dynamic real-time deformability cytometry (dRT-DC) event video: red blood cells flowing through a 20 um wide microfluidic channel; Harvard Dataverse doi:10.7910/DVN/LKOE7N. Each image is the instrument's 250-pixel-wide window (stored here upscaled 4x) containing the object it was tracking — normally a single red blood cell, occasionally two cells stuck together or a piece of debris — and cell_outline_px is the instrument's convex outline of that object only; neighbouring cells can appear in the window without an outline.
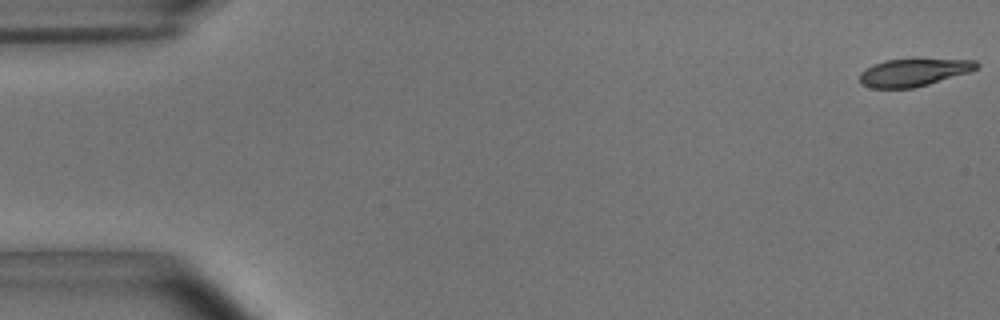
{"species": "common noctule bat (a hibernating species)", "species_latin": "Nyctalus noctula", "temperature_condition": "room temperature", "stored_images_in_passage": 54, "camera_frame_rate_fps": 3000, "um_per_image_px": 0.085, "animal": {"sex": "male", "body_mass_g": 15.6}, "frame": {"image": 1, "passage_image": 1, "time_ms": 0.0, "image_size_px": [1000, 320], "cell_outline_px": [[980, 64], [976, 68], [968, 72], [928, 84], [912, 88], [872, 88], [864, 84], [860, 80], [860, 72], [872, 64], [884, 60], [976, 60]], "centroid_in_image_um": [77.62, 6.16], "position_along_channel_um": 7.4, "area_um2": 18.26}}
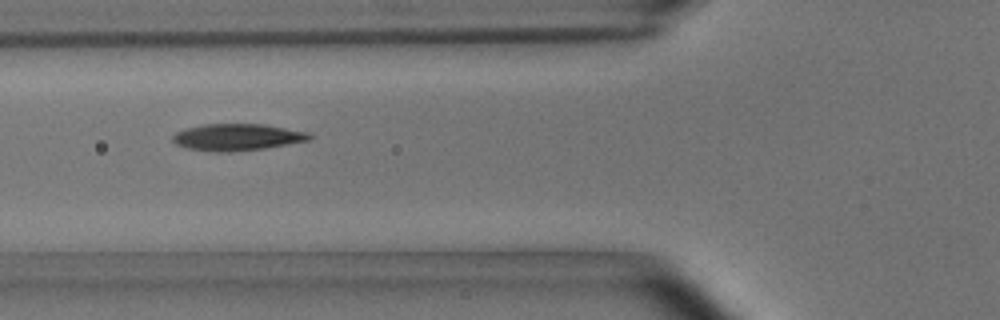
{"frame": {"image": 2, "passage_image": 20, "time_ms": 6.333, "image_size_px": [1000, 320], "cell_outline_px": [[312, 136], [308, 140], [264, 148], [232, 152], [216, 152], [188, 148], [176, 144], [172, 140], [172, 136], [176, 132], [188, 128], [204, 124], [264, 124], [308, 132]], "centroid_in_image_um": [20.14, 11.66], "position_along_channel_um": 105.7, "area_um2": 21.1}}
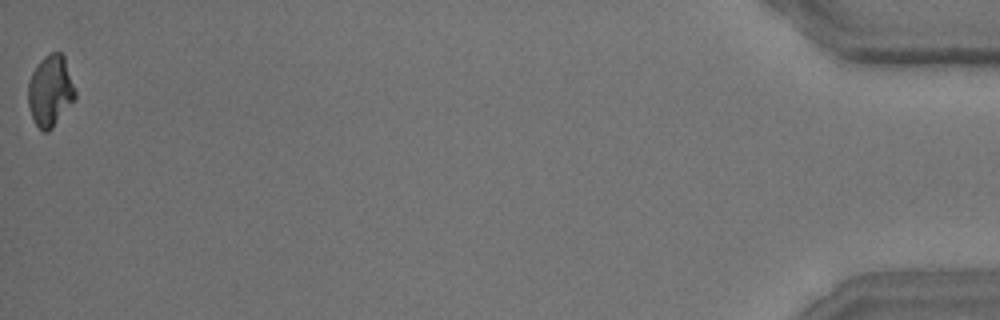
{"frame": {"image": 3, "passage_image": 54, "time_ms": 17.667, "image_size_px": [1000, 320], "cell_outline_px": [[76, 100], [52, 128], [48, 132], [44, 132], [36, 124], [32, 116], [28, 104], [28, 84], [32, 72], [36, 64], [44, 56], [52, 52], [60, 52], [64, 56], [76, 92]], "centroid_in_image_um": [4.29, 7.72], "position_along_channel_um": 430.9, "area_um2": 19.59}, "authors_computed_cell_mechanics": {"area_um2": 20.5768, "velocity_mm_per_s": 3.6972, "shape_relaxation_time_tau1_ms": 4.5617, "shape_relaxation_time_tau2_ms": 3.1916, "deformation_change_tau1": 0.1624, "deformation_change_tau2": 0.0802}}